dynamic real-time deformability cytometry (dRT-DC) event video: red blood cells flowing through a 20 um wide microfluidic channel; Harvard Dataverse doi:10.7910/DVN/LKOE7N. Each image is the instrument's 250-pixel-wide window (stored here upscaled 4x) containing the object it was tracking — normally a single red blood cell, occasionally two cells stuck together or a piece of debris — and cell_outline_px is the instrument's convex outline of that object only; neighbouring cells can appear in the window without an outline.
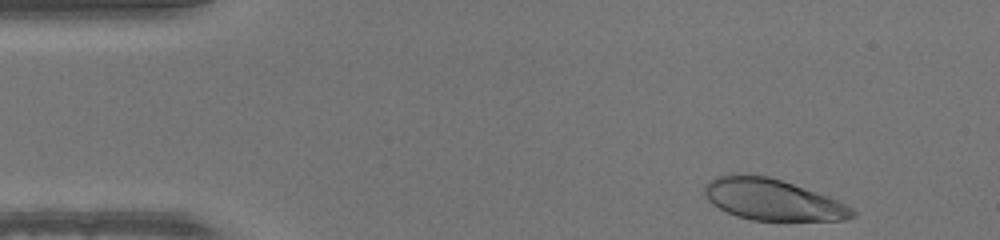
{"species": "human", "species_latin": "Homo sapiens", "temperature_condition": "warm", "stored_images_in_passage": 45, "camera_frame_rate_fps": 3000, "um_per_image_px": 0.085, "donor": {"sex": "male"}, "frame": {"image": 1, "passage_image": 1, "time_ms": 0.0, "image_size_px": [1000, 240], "cell_outline_px": [[856, 216], [844, 220], [752, 220], [736, 216], [712, 204], [708, 200], [704, 192], [704, 188], [708, 180], [716, 176], [768, 176], [828, 196], [852, 208], [856, 212]], "centroid_in_image_um": [65.67, 16.99], "position_along_channel_um": 19.3, "area_um2": 34.8}}
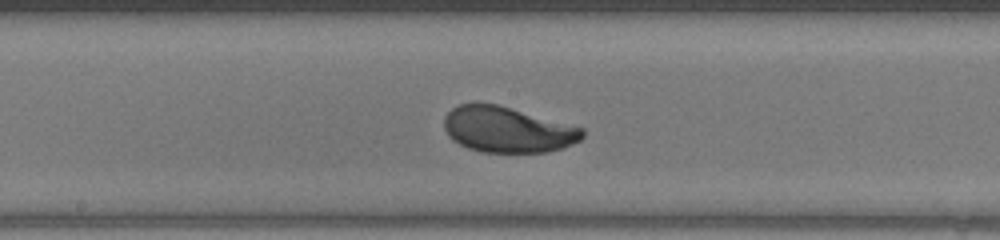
{"frame": {"image": 2, "passage_image": 21, "time_ms": 6.667, "image_size_px": [1000, 240], "cell_outline_px": [[584, 136], [580, 140], [572, 144], [548, 152], [480, 152], [468, 148], [452, 140], [448, 136], [444, 128], [444, 116], [452, 108], [460, 104], [496, 104], [584, 128]], "centroid_in_image_um": [43.12, 11.03], "position_along_channel_um": 205.1, "area_um2": 36.59}}
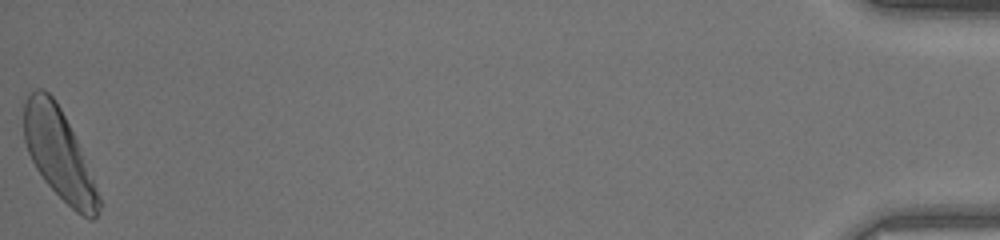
{"frame": {"image": 3, "passage_image": 45, "time_ms": 14.667, "image_size_px": [1000, 240], "cell_outline_px": [[100, 208], [96, 216], [92, 220], [88, 220], [76, 212], [44, 180], [36, 168], [28, 152], [24, 140], [24, 104], [28, 96], [36, 88], [44, 88], [56, 100], [76, 140], [100, 196]], "centroid_in_image_um": [4.99, 13.08], "position_along_channel_um": 430.2, "area_um2": 38.44}}